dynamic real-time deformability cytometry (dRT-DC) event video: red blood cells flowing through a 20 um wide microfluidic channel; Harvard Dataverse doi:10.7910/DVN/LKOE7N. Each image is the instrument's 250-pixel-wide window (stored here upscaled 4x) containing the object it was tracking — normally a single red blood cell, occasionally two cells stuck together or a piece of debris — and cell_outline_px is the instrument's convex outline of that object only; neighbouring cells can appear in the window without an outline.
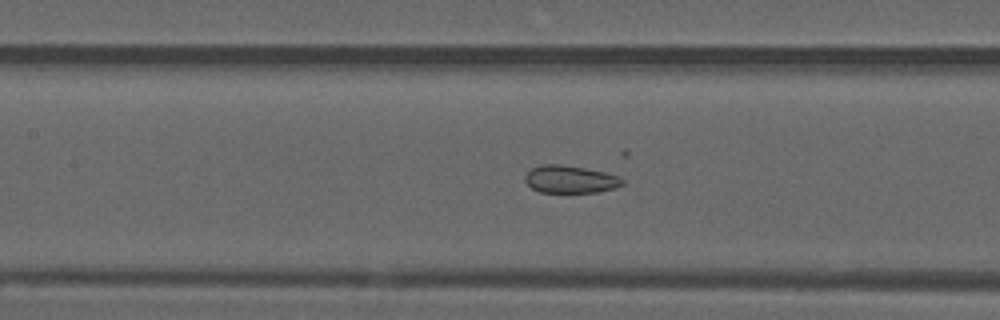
{"species": "common noctule bat (a hibernating species)", "species_latin": "Nyctalus noctula", "temperature_condition": "warm", "stored_images_in_passage": 52, "camera_frame_rate_fps": 3000, "um_per_image_px": 0.085, "animal": {"sex": "male", "forearm_length_mm": 52.5}, "frame": {"image": 1, "passage_image": 23, "time_ms": 7.333, "image_size_px": [1000, 320], "cell_outline_px": [[624, 184], [616, 188], [596, 192], [540, 192], [532, 188], [524, 180], [524, 176], [532, 168], [544, 164], [560, 164], [584, 168], [604, 172], [620, 176], [624, 180]], "centroid_in_image_um": [48.49, 15.24], "position_along_channel_um": 158.9, "area_um2": 15.61}}
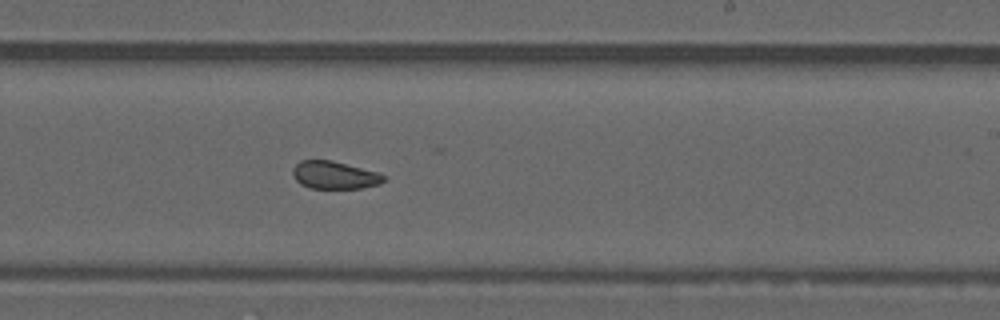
{"frame": {"image": 2, "passage_image": 31, "time_ms": 10.0, "image_size_px": [1000, 320], "cell_outline_px": [[384, 180], [380, 184], [360, 188], [312, 188], [300, 184], [296, 180], [292, 172], [292, 168], [300, 160], [332, 160], [376, 172], [384, 176]], "centroid_in_image_um": [28.39, 14.88], "position_along_channel_um": 260.6, "area_um2": 14.51}}
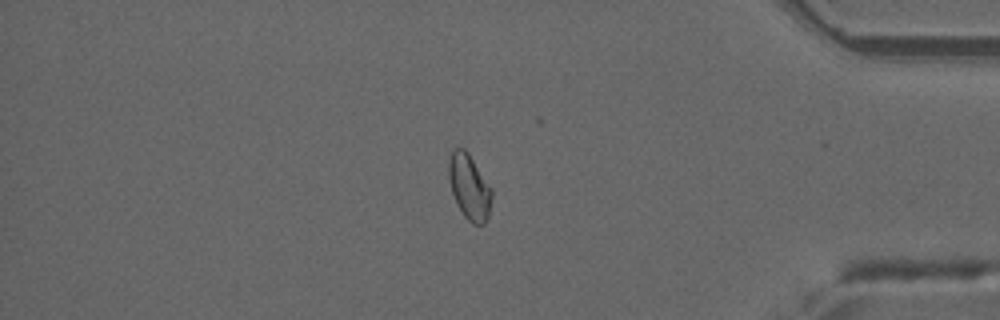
{"frame": {"image": 3, "passage_image": 44, "time_ms": 14.333, "image_size_px": [1000, 320], "cell_outline_px": [[492, 196], [488, 216], [484, 224], [472, 224], [464, 216], [456, 204], [452, 192], [448, 176], [448, 164], [452, 152], [456, 148], [464, 148], [468, 152], [492, 188]], "centroid_in_image_um": [39.89, 15.9], "position_along_channel_um": 395.3, "area_um2": 16.36}, "authors_computed_cell_mechanics": {"area_um2": 16.9065, "velocity_mm_per_s": 3.8293, "shape_relaxation_time_tau1_ms": null, "shape_relaxation_time_tau2_ms": 1.4494, "deformation_change_tau1": null, "deformation_change_tau2": 0.0697}}